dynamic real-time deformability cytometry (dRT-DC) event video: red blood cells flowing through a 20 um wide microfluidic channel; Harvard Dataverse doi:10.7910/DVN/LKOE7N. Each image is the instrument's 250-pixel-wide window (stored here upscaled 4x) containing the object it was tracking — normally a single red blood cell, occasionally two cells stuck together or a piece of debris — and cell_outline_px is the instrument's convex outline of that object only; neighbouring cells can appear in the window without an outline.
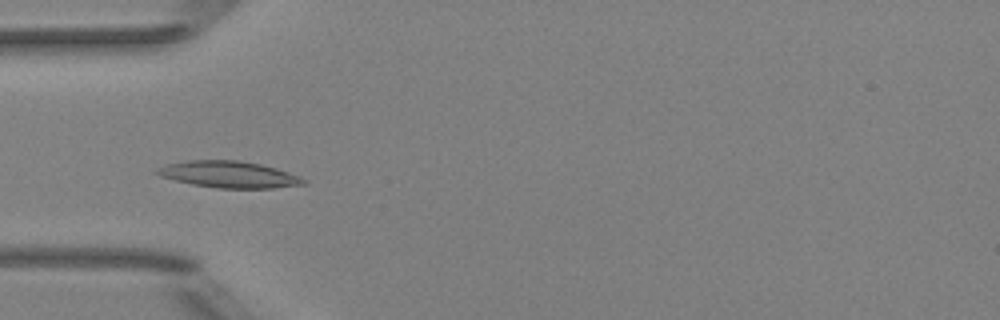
{"species": "Egyptian fruit bat (a non-hibernating species)", "species_latin": "Rousettus aegyptiacus", "temperature_condition": "room temperature", "stored_images_in_passage": 5, "camera_frame_rate_fps": 3000, "um_per_image_px": 0.085, "animal": {"sex": "female"}, "frame": {"image": 1, "passage_image": 2, "time_ms": 1.333, "image_size_px": [1000, 320], "cell_outline_px": [[308, 184], [272, 188], [216, 188], [192, 184], [160, 176], [152, 172], [156, 168], [164, 164], [188, 160], [236, 160], [260, 164], [276, 168], [300, 176], [308, 180]], "centroid_in_image_um": [19.45, 14.83], "position_along_channel_um": 65.6, "area_um2": 22.89}}
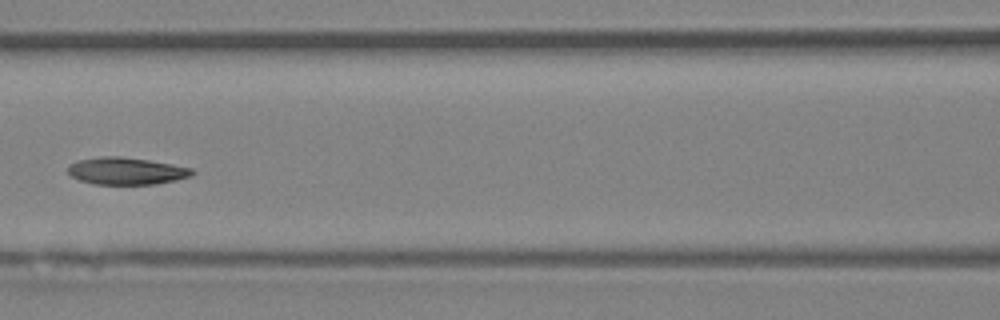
{"frame": {"image": 2, "passage_image": 4, "time_ms": 3.667, "image_size_px": [1000, 320], "cell_outline_px": [[196, 172], [192, 176], [176, 180], [156, 184], [92, 184], [80, 180], [72, 176], [68, 172], [68, 164], [76, 160], [100, 156], [120, 156], [148, 160], [172, 164], [192, 168]], "centroid_in_image_um": [10.73, 14.53], "position_along_channel_um": 155.9, "area_um2": 19.83}}
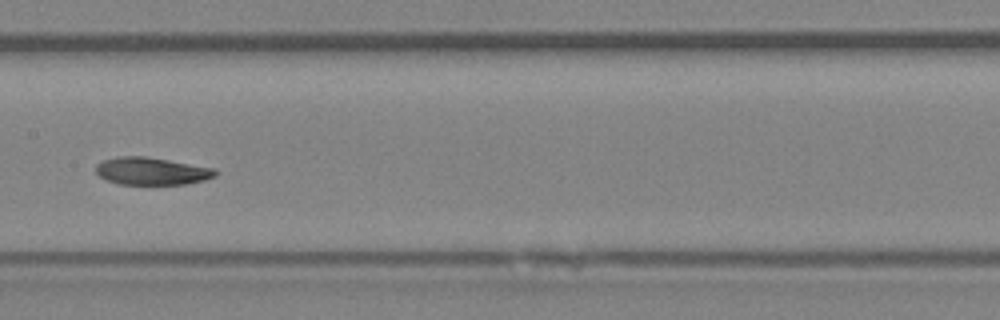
{"frame": {"image": 3, "passage_image": 5, "time_ms": 4.667, "image_size_px": [1000, 320], "cell_outline_px": [[216, 176], [204, 180], [184, 184], [120, 184], [108, 180], [100, 176], [96, 172], [96, 164], [104, 160], [116, 156], [148, 156], [216, 168]], "centroid_in_image_um": [12.91, 14.53], "position_along_channel_um": 194.5, "area_um2": 19.19}}